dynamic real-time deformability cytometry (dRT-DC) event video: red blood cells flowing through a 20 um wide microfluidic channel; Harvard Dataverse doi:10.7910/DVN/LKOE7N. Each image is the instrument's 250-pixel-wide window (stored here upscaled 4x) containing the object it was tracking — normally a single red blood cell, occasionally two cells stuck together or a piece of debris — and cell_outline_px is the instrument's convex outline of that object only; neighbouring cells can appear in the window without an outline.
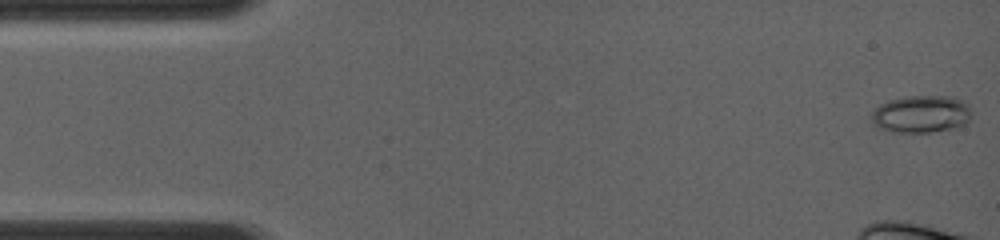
{"species": "common noctule bat (a hibernating species)", "species_latin": "Nyctalus noctula", "temperature_condition": "room temperature", "stored_images_in_passage": 12, "camera_frame_rate_fps": 4000, "um_per_image_px": 0.085, "animal": {"sex": "female", "body_mass_g": 19.0, "forearm_length_mm": 56.7}, "frame": {"image": 1, "passage_image": 1, "time_ms": 0.0, "image_size_px": [1000, 240], "cell_outline_px": [[972, 112], [968, 120], [964, 124], [952, 128], [928, 132], [892, 132], [880, 128], [872, 124], [872, 112], [880, 104], [888, 100], [904, 96], [952, 96], [968, 104]], "centroid_in_image_um": [78.28, 9.68], "position_along_channel_um": 6.7, "area_um2": 21.79}}